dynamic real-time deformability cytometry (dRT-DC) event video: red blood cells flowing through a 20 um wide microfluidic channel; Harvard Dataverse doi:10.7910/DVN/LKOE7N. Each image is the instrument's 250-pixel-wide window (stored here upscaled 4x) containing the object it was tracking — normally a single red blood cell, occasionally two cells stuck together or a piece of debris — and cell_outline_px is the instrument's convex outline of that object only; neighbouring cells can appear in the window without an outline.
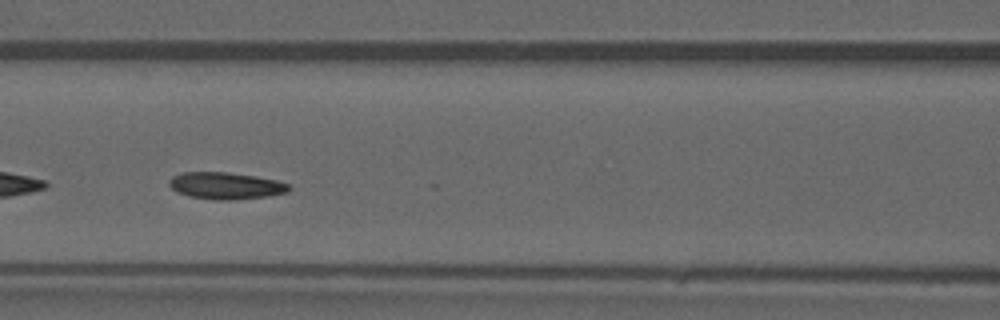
{"species": "common noctule bat (a hibernating species)", "species_latin": "Nyctalus noctula", "temperature_condition": "warm", "stored_images_in_passage": 34, "camera_frame_rate_fps": 3000, "um_per_image_px": 0.085, "animal": {"sex": "male", "forearm_length_mm": 52.5}, "frame": {"image": 1, "passage_image": 10, "time_ms": 3.0, "image_size_px": [1000, 320], "cell_outline_px": [[292, 188], [288, 192], [268, 196], [232, 200], [212, 200], [188, 196], [176, 192], [168, 184], [168, 180], [172, 176], [180, 172], [228, 172], [256, 176], [276, 180], [288, 184]], "centroid_in_image_um": [19.16, 15.79], "position_along_channel_um": 147.4, "area_um2": 19.02}}